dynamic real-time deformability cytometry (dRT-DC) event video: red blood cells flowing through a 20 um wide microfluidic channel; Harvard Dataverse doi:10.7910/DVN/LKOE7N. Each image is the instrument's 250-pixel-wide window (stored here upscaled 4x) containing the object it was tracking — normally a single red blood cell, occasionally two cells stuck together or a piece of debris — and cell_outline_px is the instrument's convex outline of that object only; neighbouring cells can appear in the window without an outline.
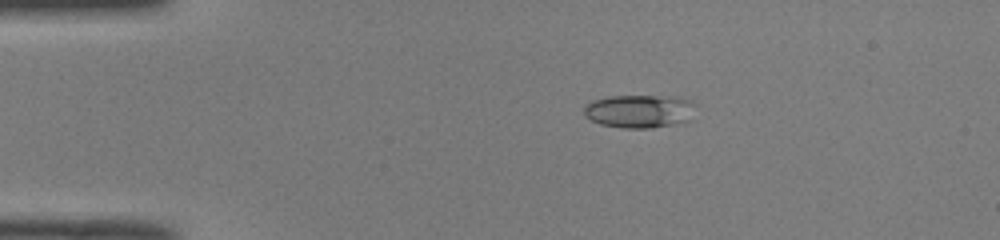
{"species": "common noctule bat (a hibernating species)", "species_latin": "Nyctalus noctula", "temperature_condition": "room temperature", "stored_images_in_passage": 42, "camera_frame_rate_fps": 3000, "um_per_image_px": 0.085, "animal": {"sex": "male", "body_mass_g": 19.0, "forearm_length_mm": 50.8}, "frame": {"image": 1, "passage_image": 1, "time_ms": 0.0, "image_size_px": [1000, 240], "cell_outline_px": [[696, 104], [692, 120], [684, 124], [652, 128], [624, 128], [600, 124], [584, 116], [584, 108], [592, 100], [608, 96], [680, 96], [692, 100]], "centroid_in_image_um": [54.46, 9.46], "position_along_channel_um": 30.5, "area_um2": 22.31}}
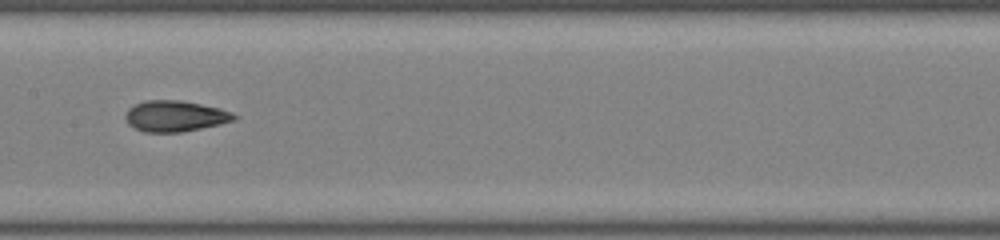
{"frame": {"image": 2, "passage_image": 17, "time_ms": 5.333, "image_size_px": [1000, 240], "cell_outline_px": [[240, 116], [236, 120], [220, 124], [180, 132], [144, 132], [128, 124], [124, 116], [128, 108], [144, 100], [180, 100], [220, 108], [232, 112]], "centroid_in_image_um": [14.9, 9.86], "position_along_channel_um": 192.5, "area_um2": 19.65}}
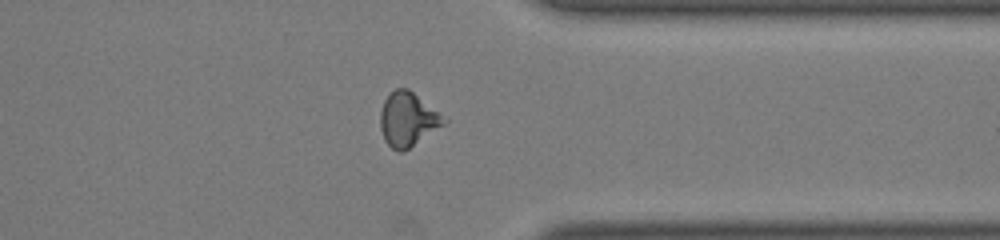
{"frame": {"image": 3, "passage_image": 31, "time_ms": 10.0, "image_size_px": [1000, 240], "cell_outline_px": [[448, 124], [404, 152], [396, 152], [384, 140], [380, 128], [380, 112], [384, 100], [396, 88], [408, 88], [448, 120]], "centroid_in_image_um": [34.68, 10.19], "position_along_channel_um": 376.7, "area_um2": 20.29}, "authors_computed_cell_mechanics": {"area_um2": 19.5653, "velocity_mm_per_s": 4.0259, "shape_relaxation_time_tau1_ms": 5.1739, "shape_relaxation_time_tau2_ms": 1.6408, "deformation_change_tau1": 0.1635, "deformation_change_tau2": 0.084}}